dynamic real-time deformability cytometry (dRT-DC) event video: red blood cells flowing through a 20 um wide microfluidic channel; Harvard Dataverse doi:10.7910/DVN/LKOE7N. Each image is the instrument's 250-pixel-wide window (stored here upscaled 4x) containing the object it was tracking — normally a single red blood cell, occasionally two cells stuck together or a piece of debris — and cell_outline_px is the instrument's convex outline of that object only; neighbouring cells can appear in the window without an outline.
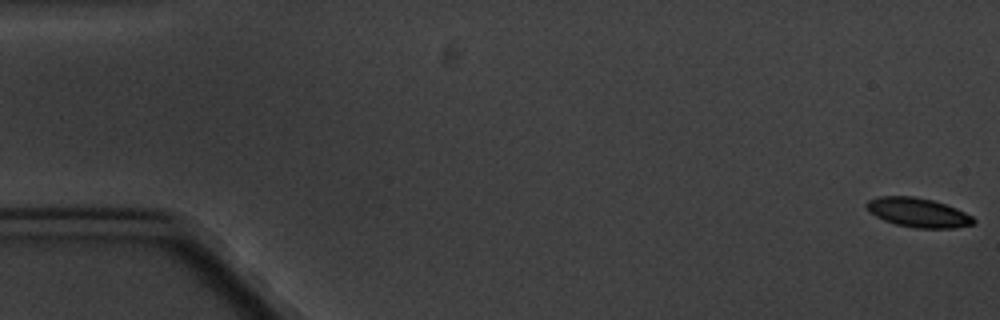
{"species": "common noctule bat (a hibernating species)", "species_latin": "Nyctalus noctula", "temperature_condition": "cold", "stored_images_in_passage": 5, "camera_frame_rate_fps": 3000, "um_per_image_px": 0.085, "animal": {"sex": "male", "body_mass_g": 20.1, "forearm_length_mm": 53.5}, "frame": {"image": 1, "passage_image": 1, "time_ms": 0.0, "image_size_px": [1000, 320], "cell_outline_px": [[976, 224], [956, 228], [916, 228], [896, 224], [884, 220], [876, 216], [864, 204], [868, 200], [880, 196], [912, 196], [932, 200], [956, 208], [972, 216], [976, 220]], "centroid_in_image_um": [78.07, 18.07], "position_along_channel_um": 6.9, "area_um2": 18.15}}
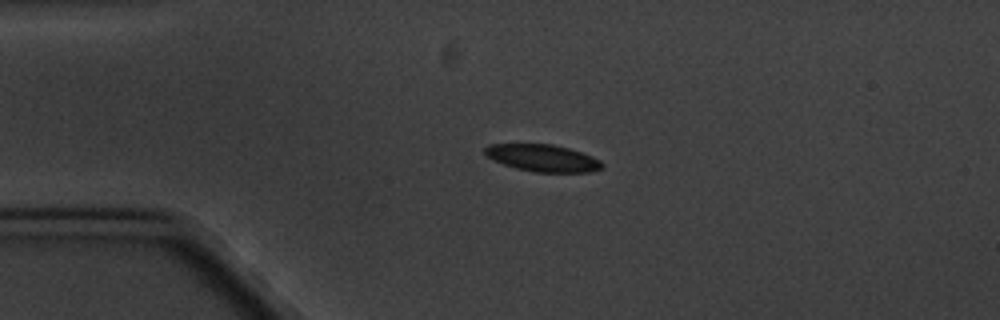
{"frame": {"image": 2, "passage_image": 4, "time_ms": 4.333, "image_size_px": [1000, 320], "cell_outline_px": [[604, 168], [588, 172], [536, 172], [516, 168], [504, 164], [488, 156], [484, 152], [484, 148], [488, 144], [552, 144], [568, 148], [592, 156], [600, 160], [604, 164]], "centroid_in_image_um": [46.16, 13.43], "position_along_channel_um": 38.8, "area_um2": 18.32}}